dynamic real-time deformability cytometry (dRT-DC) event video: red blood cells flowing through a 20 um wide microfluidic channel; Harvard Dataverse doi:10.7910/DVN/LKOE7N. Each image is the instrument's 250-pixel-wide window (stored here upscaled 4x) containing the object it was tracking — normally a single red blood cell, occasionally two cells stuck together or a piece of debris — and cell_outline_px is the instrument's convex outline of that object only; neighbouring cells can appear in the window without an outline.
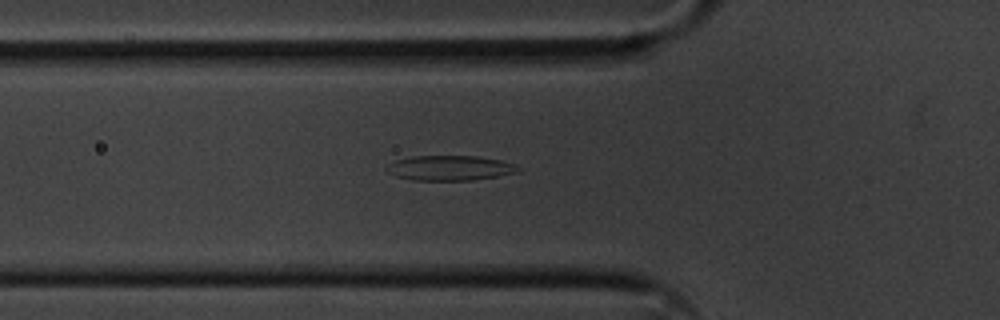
{"species": "common noctule bat (a hibernating species)", "species_latin": "Nyctalus noctula", "temperature_condition": "cold", "stored_images_in_passage": 41, "segment_of_instrument_passage": [1, 2], "camera_frame_rate_fps": 3000, "um_per_image_px": 0.085, "animal": {"sex": "male", "body_mass_g": 20.1, "forearm_length_mm": 53.5}, "frame": {"image": 1, "passage_image": 11, "time_ms": 3.333, "image_size_px": [1000, 320], "cell_outline_px": [[520, 168], [516, 172], [496, 176], [472, 180], [412, 180], [396, 176], [388, 172], [384, 168], [388, 164], [396, 160], [412, 156], [476, 156], [500, 160], [516, 164]], "centroid_in_image_um": [38.2, 14.27], "position_along_channel_um": 87.6, "area_um2": 19.02}}
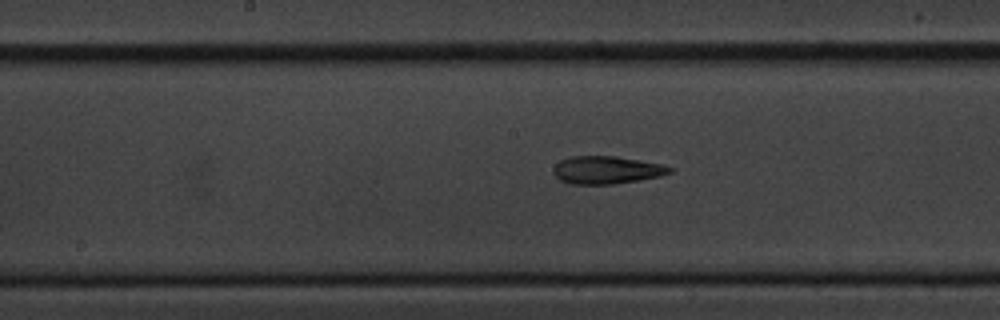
{"frame": {"image": 2, "passage_image": 20, "time_ms": 6.333, "image_size_px": [1000, 320], "cell_outline_px": [[672, 172], [660, 176], [612, 184], [572, 184], [560, 180], [552, 172], [552, 168], [560, 160], [572, 156], [616, 156], [660, 164], [672, 168]], "centroid_in_image_um": [51.51, 14.44], "position_along_channel_um": 196.7, "area_um2": 18.61}}
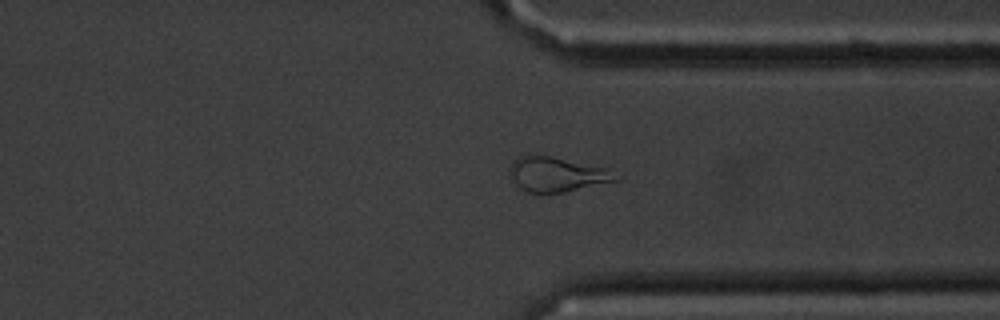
{"frame": {"image": 3, "passage_image": 34, "time_ms": 11.0, "image_size_px": [1000, 320], "cell_outline_px": [[620, 176], [616, 180], [564, 192], [528, 192], [520, 188], [512, 180], [508, 172], [508, 168], [512, 160], [516, 156], [528, 152], [548, 156], [604, 168]], "centroid_in_image_um": [47.19, 14.78], "position_along_channel_um": 364.2, "area_um2": 21.33}}